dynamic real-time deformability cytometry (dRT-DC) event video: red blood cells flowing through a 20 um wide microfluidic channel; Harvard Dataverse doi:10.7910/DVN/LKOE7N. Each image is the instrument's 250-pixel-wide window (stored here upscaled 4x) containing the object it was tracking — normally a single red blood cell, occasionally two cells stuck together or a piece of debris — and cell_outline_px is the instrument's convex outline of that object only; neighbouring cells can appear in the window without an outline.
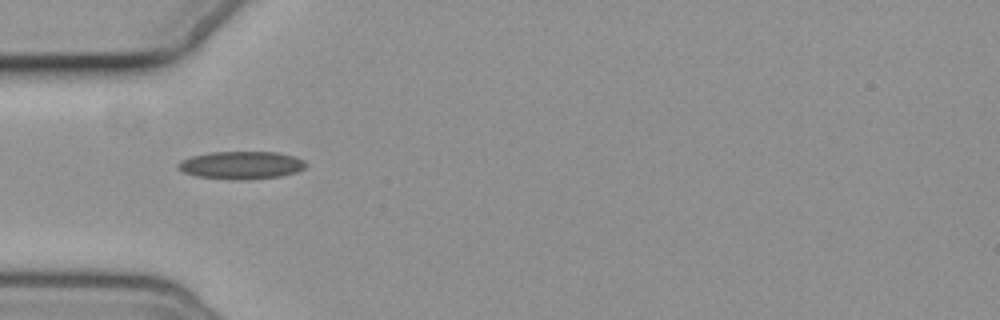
{"species": "common noctule bat (a hibernating species)", "species_latin": "Nyctalus noctula", "temperature_condition": "cold", "stored_images_in_passage": 7, "camera_frame_rate_fps": 3000, "um_per_image_px": 0.085, "animal": {"sex": "female", "body_mass_g": 19.3, "forearm_length_mm": 54.1}, "frame": {"image": 1, "passage_image": 3, "time_ms": 5.333, "image_size_px": [1000, 320], "cell_outline_px": [[308, 164], [304, 168], [296, 172], [280, 176], [240, 180], [228, 180], [196, 176], [184, 172], [176, 168], [176, 164], [180, 160], [192, 156], [212, 152], [276, 152], [292, 156], [304, 160]], "centroid_in_image_um": [20.47, 14.04], "position_along_channel_um": 64.5, "area_um2": 20.75}}
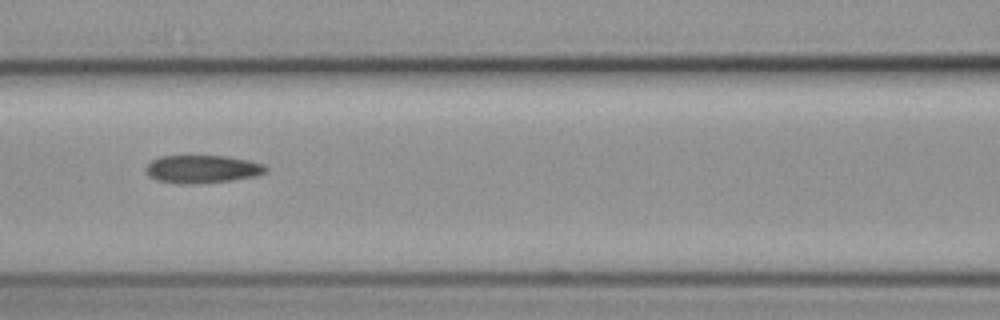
{"frame": {"image": 2, "passage_image": 5, "time_ms": 7.667, "image_size_px": [1000, 320], "cell_outline_px": [[268, 172], [256, 176], [232, 180], [200, 184], [180, 184], [156, 180], [148, 176], [144, 172], [144, 168], [152, 160], [160, 156], [228, 156], [248, 160], [264, 164], [268, 168]], "centroid_in_image_um": [17.19, 14.38], "position_along_channel_um": 149.4, "area_um2": 19.88}}
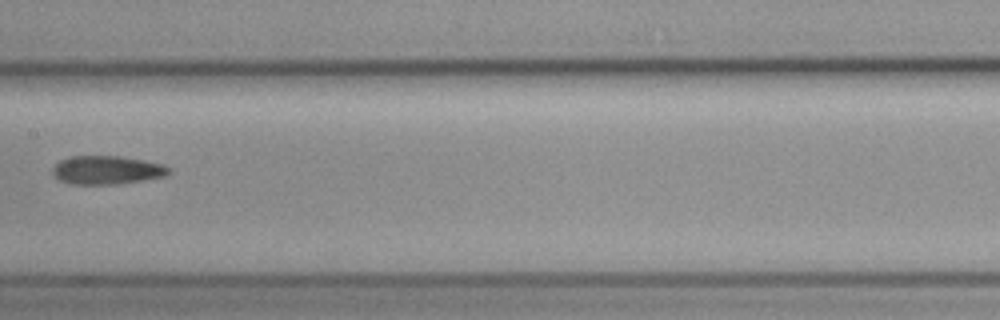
{"frame": {"image": 3, "passage_image": 6, "time_ms": 9.0, "image_size_px": [1000, 320], "cell_outline_px": [[172, 172], [168, 176], [144, 180], [116, 184], [72, 184], [60, 180], [52, 172], [52, 168], [60, 160], [68, 156], [120, 156], [144, 160], [164, 164], [172, 168]], "centroid_in_image_um": [9.15, 14.45], "position_along_channel_um": 198.2, "area_um2": 19.54}}